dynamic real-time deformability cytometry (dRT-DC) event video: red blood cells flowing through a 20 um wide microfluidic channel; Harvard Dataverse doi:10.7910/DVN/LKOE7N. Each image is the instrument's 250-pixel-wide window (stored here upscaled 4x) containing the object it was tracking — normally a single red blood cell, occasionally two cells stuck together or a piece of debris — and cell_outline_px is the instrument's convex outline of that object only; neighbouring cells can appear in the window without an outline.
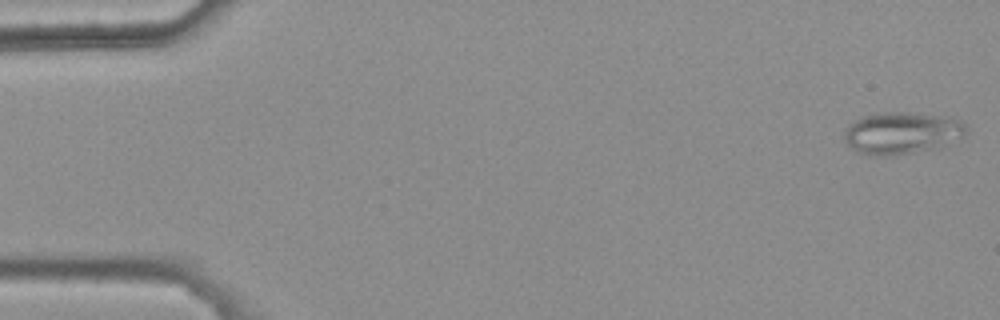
{"species": "common noctule bat (a hibernating species)", "species_latin": "Nyctalus noctula", "temperature_condition": "warm", "stored_images_in_passage": 47, "camera_frame_rate_fps": 3000, "um_per_image_px": 0.085, "animal": {"sex": "female", "body_mass_g": 25.1}, "frame": {"image": 1, "passage_image": 1, "time_ms": 0.0, "image_size_px": [1000, 320], "cell_outline_px": [[968, 132], [964, 136], [928, 148], [912, 152], [884, 156], [868, 156], [852, 148], [844, 140], [844, 132], [848, 124], [860, 116], [880, 112], [912, 112], [948, 116], [960, 120], [968, 128]], "centroid_in_image_um": [76.6, 11.26], "position_along_channel_um": 8.4, "area_um2": 29.71}}
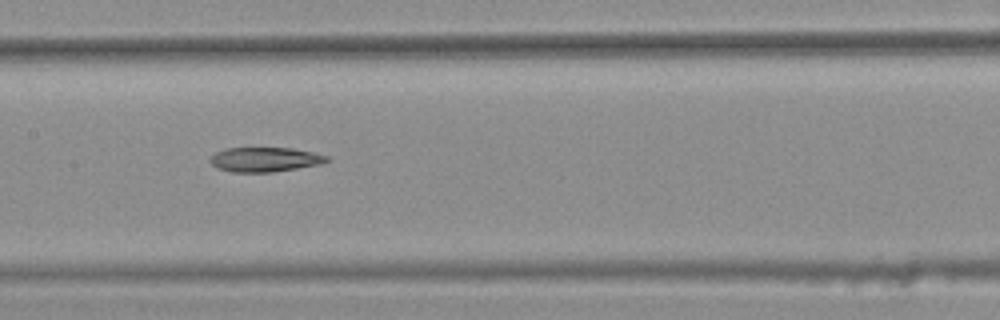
{"frame": {"image": 2, "passage_image": 26, "time_ms": 8.333, "image_size_px": [1000, 320], "cell_outline_px": [[332, 160], [324, 164], [272, 172], [232, 172], [216, 168], [208, 160], [216, 152], [224, 148], [292, 148], [312, 152], [328, 156]], "centroid_in_image_um": [22.55, 13.56], "position_along_channel_um": 184.9, "area_um2": 16.88}}
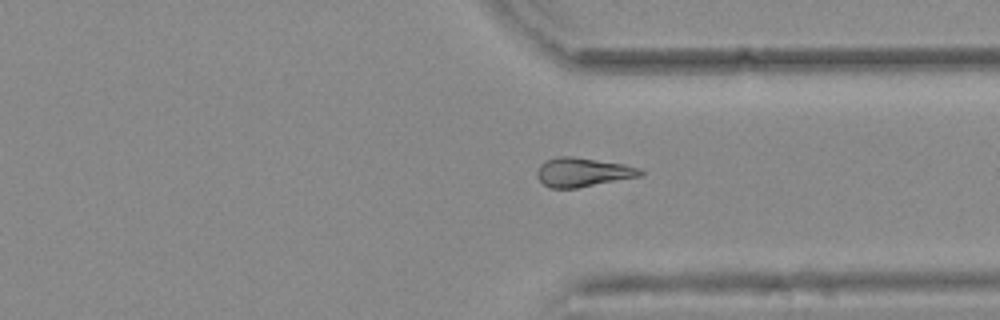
{"frame": {"image": 3, "passage_image": 40, "time_ms": 13.0, "image_size_px": [1000, 320], "cell_outline_px": [[644, 172], [640, 176], [576, 188], [548, 188], [536, 176], [536, 172], [540, 164], [544, 160], [556, 156], [572, 156], [624, 164], [640, 168]], "centroid_in_image_um": [49.49, 14.63], "position_along_channel_um": 361.9, "area_um2": 17.51}}